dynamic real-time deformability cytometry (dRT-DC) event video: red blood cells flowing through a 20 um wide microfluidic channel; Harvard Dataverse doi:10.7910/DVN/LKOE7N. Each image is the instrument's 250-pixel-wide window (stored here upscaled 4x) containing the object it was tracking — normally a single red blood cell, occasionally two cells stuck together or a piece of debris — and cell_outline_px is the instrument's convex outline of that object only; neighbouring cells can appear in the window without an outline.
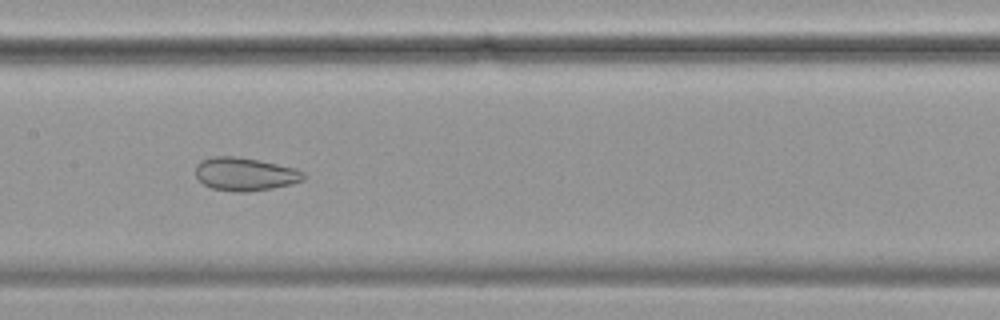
{"species": "common noctule bat (a hibernating species)", "species_latin": "Nyctalus noctula", "temperature_condition": "cold", "stored_images_in_passage": 41, "camera_frame_rate_fps": 3000, "um_per_image_px": 0.085, "animal": {"sex": "female", "body_mass_g": 19.9}, "frame": {"image": 1, "passage_image": 12, "time_ms": 3.667, "image_size_px": [1000, 320], "cell_outline_px": [[308, 176], [304, 180], [292, 184], [272, 188], [248, 192], [236, 192], [212, 188], [204, 184], [196, 176], [196, 164], [200, 160], [212, 156], [236, 156], [260, 160], [296, 168], [304, 172]], "centroid_in_image_um": [20.86, 14.79], "position_along_channel_um": 186.5, "area_um2": 21.15}}
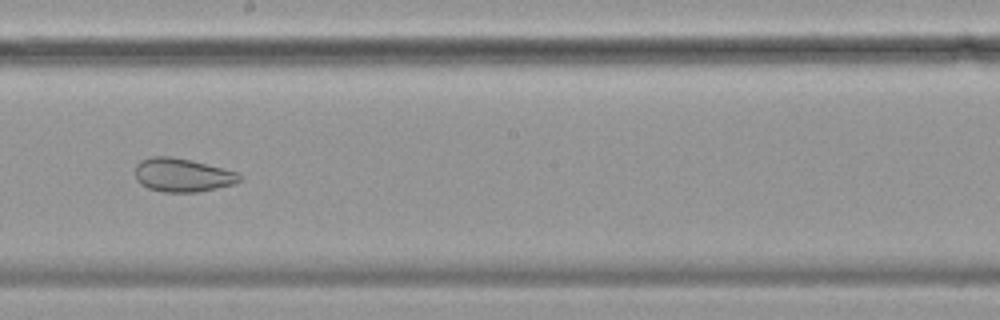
{"frame": {"image": 2, "passage_image": 16, "time_ms": 5.0, "image_size_px": [1000, 320], "cell_outline_px": [[240, 180], [232, 184], [200, 192], [164, 192], [148, 188], [140, 184], [136, 180], [136, 164], [140, 160], [152, 156], [172, 156], [240, 172]], "centroid_in_image_um": [15.48, 14.88], "position_along_channel_um": 232.7, "area_um2": 20.4}}
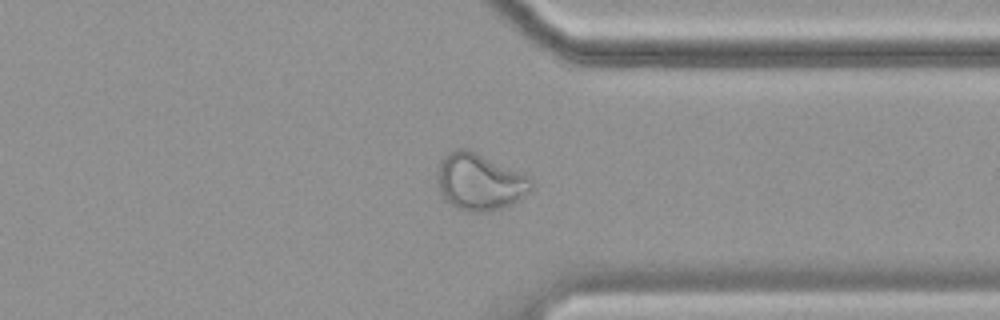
{"frame": {"image": 3, "passage_image": 28, "time_ms": 9.0, "image_size_px": [1000, 320], "cell_outline_px": [[532, 192], [512, 204], [504, 208], [488, 212], [472, 212], [456, 208], [444, 200], [440, 196], [436, 180], [436, 172], [440, 160], [444, 156], [456, 148], [468, 148], [532, 176]], "centroid_in_image_um": [40.78, 15.46], "position_along_channel_um": 370.6, "area_um2": 32.14}, "authors_computed_cell_mechanics": {"area_um2": 25.432, "velocity_mm_per_s": 3.4909, "shape_relaxation_time_tau1_ms": null, "shape_relaxation_time_tau2_ms": 1.2053, "deformation_change_tau1": null, "deformation_change_tau2": 0.0619}}